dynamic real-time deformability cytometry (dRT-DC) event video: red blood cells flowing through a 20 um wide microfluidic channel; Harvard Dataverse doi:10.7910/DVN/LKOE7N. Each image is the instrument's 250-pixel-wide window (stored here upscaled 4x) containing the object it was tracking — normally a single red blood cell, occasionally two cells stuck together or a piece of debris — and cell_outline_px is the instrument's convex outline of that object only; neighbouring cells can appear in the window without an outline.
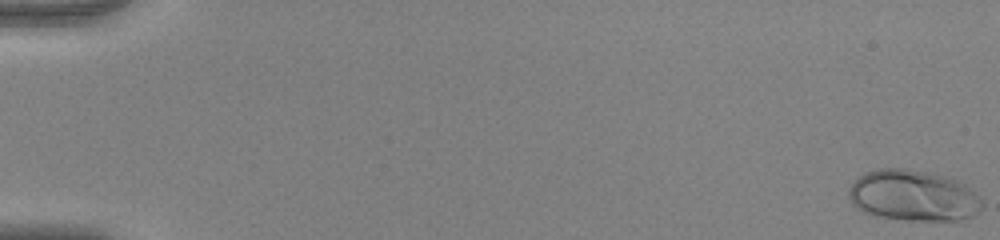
{"species": "human", "species_latin": "Homo sapiens", "temperature_condition": "warm", "stored_images_in_passage": 54, "camera_frame_rate_fps": 3000, "um_per_image_px": 0.085, "donor": {"sex": "female"}, "frame": {"image": 1, "passage_image": 1, "time_ms": 0.0, "image_size_px": [1000, 240], "cell_outline_px": [[984, 204], [976, 212], [968, 216], [956, 220], [908, 220], [872, 216], [856, 208], [852, 204], [848, 196], [848, 192], [852, 184], [864, 172], [880, 168], [904, 168], [928, 172], [944, 176], [956, 180], [964, 184]], "centroid_in_image_um": [77.54, 16.62], "position_along_channel_um": 7.5, "area_um2": 39.3}}
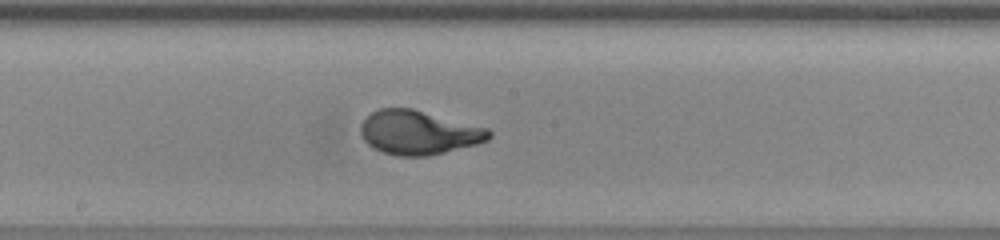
{"frame": {"image": 2, "passage_image": 31, "time_ms": 10.0, "image_size_px": [1000, 240], "cell_outline_px": [[492, 136], [488, 140], [476, 144], [428, 156], [396, 156], [372, 148], [364, 140], [360, 132], [360, 124], [372, 112], [380, 108], [412, 108], [488, 128], [492, 132]], "centroid_in_image_um": [35.57, 11.26], "position_along_channel_um": 212.6, "area_um2": 32.89}}
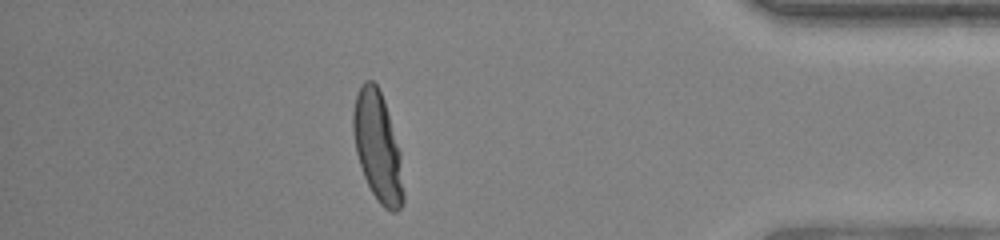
{"frame": {"image": 3, "passage_image": 48, "time_ms": 15.667, "image_size_px": [1000, 240], "cell_outline_px": [[404, 200], [400, 208], [396, 212], [392, 212], [384, 208], [380, 204], [372, 192], [364, 176], [356, 152], [352, 132], [352, 112], [356, 96], [360, 84], [364, 80], [372, 80], [376, 84], [384, 100], [400, 152], [404, 192]], "centroid_in_image_um": [32.09, 12.48], "position_along_channel_um": 403.1, "area_um2": 32.02}, "authors_computed_cell_mechanics": {"area_um2": 32.4258, "velocity_mm_per_s": 3.9414, "shape_relaxation_time_tau1_ms": 4.3844, "shape_relaxation_time_tau2_ms": null, "deformation_change_tau1": 0.2416, "deformation_change_tau2": null}}